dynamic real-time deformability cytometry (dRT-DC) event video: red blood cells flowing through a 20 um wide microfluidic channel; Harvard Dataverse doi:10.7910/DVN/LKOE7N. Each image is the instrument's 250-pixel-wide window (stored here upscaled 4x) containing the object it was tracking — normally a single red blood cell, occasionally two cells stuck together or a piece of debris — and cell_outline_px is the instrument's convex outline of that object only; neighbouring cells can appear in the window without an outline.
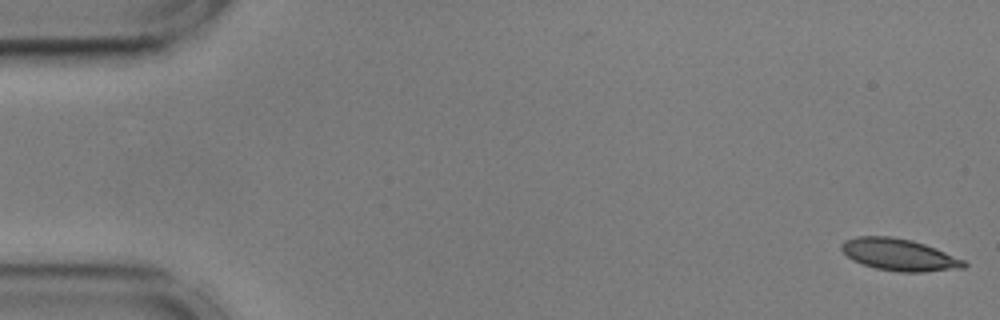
{"species": "common noctule bat (a hibernating species)", "species_latin": "Nyctalus noctula", "temperature_condition": "cold", "stored_images_in_passage": 8, "camera_frame_rate_fps": 3000, "um_per_image_px": 0.085, "animal": {"sex": "male", "body_mass_g": 17.9, "forearm_length_mm": 54.2}, "frame": {"image": 1, "passage_image": 1, "time_ms": 0.0, "image_size_px": [1000, 320], "cell_outline_px": [[968, 264], [964, 268], [924, 272], [900, 272], [876, 268], [852, 260], [840, 248], [840, 244], [844, 240], [856, 236], [892, 236], [912, 240], [936, 248], [964, 260]], "centroid_in_image_um": [76.43, 21.64], "position_along_channel_um": 8.6, "area_um2": 22.83}}